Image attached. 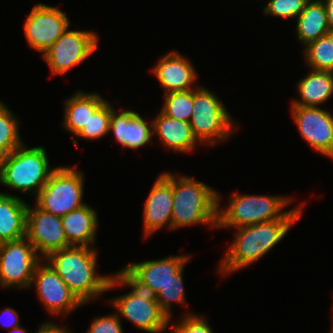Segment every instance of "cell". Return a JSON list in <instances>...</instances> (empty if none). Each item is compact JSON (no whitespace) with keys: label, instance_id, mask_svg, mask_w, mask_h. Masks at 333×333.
Masks as SVG:
<instances>
[{"label":"cell","instance_id":"1","mask_svg":"<svg viewBox=\"0 0 333 333\" xmlns=\"http://www.w3.org/2000/svg\"><path fill=\"white\" fill-rule=\"evenodd\" d=\"M303 206L300 204L290 209L282 219L236 228L234 241L219 264L220 274L225 276L239 271L267 254L300 219Z\"/></svg>","mask_w":333,"mask_h":333},{"label":"cell","instance_id":"2","mask_svg":"<svg viewBox=\"0 0 333 333\" xmlns=\"http://www.w3.org/2000/svg\"><path fill=\"white\" fill-rule=\"evenodd\" d=\"M96 250L94 247L71 245L50 253L44 260L83 304L95 301L107 292L111 278L97 274Z\"/></svg>","mask_w":333,"mask_h":333},{"label":"cell","instance_id":"3","mask_svg":"<svg viewBox=\"0 0 333 333\" xmlns=\"http://www.w3.org/2000/svg\"><path fill=\"white\" fill-rule=\"evenodd\" d=\"M121 285H127L132 290L110 300L119 317L122 315L137 328L148 333H161L169 329L171 321L161 310L157 293L141 282L126 266L111 275L107 291Z\"/></svg>","mask_w":333,"mask_h":333},{"label":"cell","instance_id":"4","mask_svg":"<svg viewBox=\"0 0 333 333\" xmlns=\"http://www.w3.org/2000/svg\"><path fill=\"white\" fill-rule=\"evenodd\" d=\"M218 192L193 177L173 175L172 229L194 224L217 227Z\"/></svg>","mask_w":333,"mask_h":333},{"label":"cell","instance_id":"5","mask_svg":"<svg viewBox=\"0 0 333 333\" xmlns=\"http://www.w3.org/2000/svg\"><path fill=\"white\" fill-rule=\"evenodd\" d=\"M56 168H50L43 146L27 148L25 144L0 157V184L37 196Z\"/></svg>","mask_w":333,"mask_h":333},{"label":"cell","instance_id":"6","mask_svg":"<svg viewBox=\"0 0 333 333\" xmlns=\"http://www.w3.org/2000/svg\"><path fill=\"white\" fill-rule=\"evenodd\" d=\"M221 200V194L218 192L216 229L239 228L282 219L290 211H284V207L293 201L288 196L242 195L236 192L231 195L227 208L224 209L220 208Z\"/></svg>","mask_w":333,"mask_h":333},{"label":"cell","instance_id":"7","mask_svg":"<svg viewBox=\"0 0 333 333\" xmlns=\"http://www.w3.org/2000/svg\"><path fill=\"white\" fill-rule=\"evenodd\" d=\"M232 119L214 93L201 86L193 89V109L189 123L200 145L213 146L220 141H228L237 128Z\"/></svg>","mask_w":333,"mask_h":333},{"label":"cell","instance_id":"8","mask_svg":"<svg viewBox=\"0 0 333 333\" xmlns=\"http://www.w3.org/2000/svg\"><path fill=\"white\" fill-rule=\"evenodd\" d=\"M73 167L57 166L35 197V204L56 216H63L83 202L84 175Z\"/></svg>","mask_w":333,"mask_h":333},{"label":"cell","instance_id":"9","mask_svg":"<svg viewBox=\"0 0 333 333\" xmlns=\"http://www.w3.org/2000/svg\"><path fill=\"white\" fill-rule=\"evenodd\" d=\"M43 260L26 238L0 244V286L29 288L37 264Z\"/></svg>","mask_w":333,"mask_h":333},{"label":"cell","instance_id":"10","mask_svg":"<svg viewBox=\"0 0 333 333\" xmlns=\"http://www.w3.org/2000/svg\"><path fill=\"white\" fill-rule=\"evenodd\" d=\"M98 42L95 32L67 29L42 57L53 75H62L90 57L98 48Z\"/></svg>","mask_w":333,"mask_h":333},{"label":"cell","instance_id":"11","mask_svg":"<svg viewBox=\"0 0 333 333\" xmlns=\"http://www.w3.org/2000/svg\"><path fill=\"white\" fill-rule=\"evenodd\" d=\"M69 26L68 16L58 7L38 3L24 23V33L29 46L43 54Z\"/></svg>","mask_w":333,"mask_h":333},{"label":"cell","instance_id":"12","mask_svg":"<svg viewBox=\"0 0 333 333\" xmlns=\"http://www.w3.org/2000/svg\"><path fill=\"white\" fill-rule=\"evenodd\" d=\"M41 262L43 261L41 260L34 270L30 288L35 284L36 293L47 312L56 316L60 314L65 316L84 305L50 264L48 262L41 264Z\"/></svg>","mask_w":333,"mask_h":333},{"label":"cell","instance_id":"13","mask_svg":"<svg viewBox=\"0 0 333 333\" xmlns=\"http://www.w3.org/2000/svg\"><path fill=\"white\" fill-rule=\"evenodd\" d=\"M28 204L25 237L32 243L40 257L71 246L65 237L60 216L53 215Z\"/></svg>","mask_w":333,"mask_h":333},{"label":"cell","instance_id":"14","mask_svg":"<svg viewBox=\"0 0 333 333\" xmlns=\"http://www.w3.org/2000/svg\"><path fill=\"white\" fill-rule=\"evenodd\" d=\"M301 137L318 153L333 159V115L320 107L291 106Z\"/></svg>","mask_w":333,"mask_h":333},{"label":"cell","instance_id":"15","mask_svg":"<svg viewBox=\"0 0 333 333\" xmlns=\"http://www.w3.org/2000/svg\"><path fill=\"white\" fill-rule=\"evenodd\" d=\"M172 209L173 174L166 171L157 177L144 203L143 235L145 238L166 224L171 230Z\"/></svg>","mask_w":333,"mask_h":333},{"label":"cell","instance_id":"16","mask_svg":"<svg viewBox=\"0 0 333 333\" xmlns=\"http://www.w3.org/2000/svg\"><path fill=\"white\" fill-rule=\"evenodd\" d=\"M164 93L186 91L197 88L194 85L197 73L192 63L178 51H170L152 68Z\"/></svg>","mask_w":333,"mask_h":333},{"label":"cell","instance_id":"17","mask_svg":"<svg viewBox=\"0 0 333 333\" xmlns=\"http://www.w3.org/2000/svg\"><path fill=\"white\" fill-rule=\"evenodd\" d=\"M117 112L115 109L111 112L109 132L114 133L122 147L136 150L150 143L153 137L152 120H145L134 110Z\"/></svg>","mask_w":333,"mask_h":333},{"label":"cell","instance_id":"18","mask_svg":"<svg viewBox=\"0 0 333 333\" xmlns=\"http://www.w3.org/2000/svg\"><path fill=\"white\" fill-rule=\"evenodd\" d=\"M189 255L181 254L162 259L129 264L126 267L156 293L164 288L188 262Z\"/></svg>","mask_w":333,"mask_h":333},{"label":"cell","instance_id":"19","mask_svg":"<svg viewBox=\"0 0 333 333\" xmlns=\"http://www.w3.org/2000/svg\"><path fill=\"white\" fill-rule=\"evenodd\" d=\"M67 242L73 246L94 247L98 217L94 208L85 204L61 216Z\"/></svg>","mask_w":333,"mask_h":333},{"label":"cell","instance_id":"20","mask_svg":"<svg viewBox=\"0 0 333 333\" xmlns=\"http://www.w3.org/2000/svg\"><path fill=\"white\" fill-rule=\"evenodd\" d=\"M152 120V132L160 137L162 144L177 152H191L198 143L189 122L164 115L161 111Z\"/></svg>","mask_w":333,"mask_h":333},{"label":"cell","instance_id":"21","mask_svg":"<svg viewBox=\"0 0 333 333\" xmlns=\"http://www.w3.org/2000/svg\"><path fill=\"white\" fill-rule=\"evenodd\" d=\"M27 207L21 197L0 192V244L25 237Z\"/></svg>","mask_w":333,"mask_h":333},{"label":"cell","instance_id":"22","mask_svg":"<svg viewBox=\"0 0 333 333\" xmlns=\"http://www.w3.org/2000/svg\"><path fill=\"white\" fill-rule=\"evenodd\" d=\"M297 87L299 99L293 100L292 106L318 107L333 95V72L310 69Z\"/></svg>","mask_w":333,"mask_h":333},{"label":"cell","instance_id":"23","mask_svg":"<svg viewBox=\"0 0 333 333\" xmlns=\"http://www.w3.org/2000/svg\"><path fill=\"white\" fill-rule=\"evenodd\" d=\"M106 100L98 93L78 91L65 101L63 126L76 136L90 119V116Z\"/></svg>","mask_w":333,"mask_h":333},{"label":"cell","instance_id":"24","mask_svg":"<svg viewBox=\"0 0 333 333\" xmlns=\"http://www.w3.org/2000/svg\"><path fill=\"white\" fill-rule=\"evenodd\" d=\"M296 20L297 39L304 47L326 35L330 30L322 0H310Z\"/></svg>","mask_w":333,"mask_h":333},{"label":"cell","instance_id":"25","mask_svg":"<svg viewBox=\"0 0 333 333\" xmlns=\"http://www.w3.org/2000/svg\"><path fill=\"white\" fill-rule=\"evenodd\" d=\"M24 143L19 133V121L0 101V157L8 155Z\"/></svg>","mask_w":333,"mask_h":333},{"label":"cell","instance_id":"26","mask_svg":"<svg viewBox=\"0 0 333 333\" xmlns=\"http://www.w3.org/2000/svg\"><path fill=\"white\" fill-rule=\"evenodd\" d=\"M303 48L305 63L311 69L333 72V42L327 34Z\"/></svg>","mask_w":333,"mask_h":333},{"label":"cell","instance_id":"27","mask_svg":"<svg viewBox=\"0 0 333 333\" xmlns=\"http://www.w3.org/2000/svg\"><path fill=\"white\" fill-rule=\"evenodd\" d=\"M164 105L160 110L164 115L189 122L193 109V89L174 91L164 95Z\"/></svg>","mask_w":333,"mask_h":333},{"label":"cell","instance_id":"28","mask_svg":"<svg viewBox=\"0 0 333 333\" xmlns=\"http://www.w3.org/2000/svg\"><path fill=\"white\" fill-rule=\"evenodd\" d=\"M114 110L109 101H105L92 116L76 137H82L87 140L99 139L108 135L111 112Z\"/></svg>","mask_w":333,"mask_h":333},{"label":"cell","instance_id":"29","mask_svg":"<svg viewBox=\"0 0 333 333\" xmlns=\"http://www.w3.org/2000/svg\"><path fill=\"white\" fill-rule=\"evenodd\" d=\"M183 270L184 267L174 275V279L171 280L164 288L157 293V302L161 310L171 320L172 315V302L186 305L185 288L183 285Z\"/></svg>","mask_w":333,"mask_h":333},{"label":"cell","instance_id":"30","mask_svg":"<svg viewBox=\"0 0 333 333\" xmlns=\"http://www.w3.org/2000/svg\"><path fill=\"white\" fill-rule=\"evenodd\" d=\"M310 0H269L263 8V14L282 17L297 18Z\"/></svg>","mask_w":333,"mask_h":333},{"label":"cell","instance_id":"31","mask_svg":"<svg viewBox=\"0 0 333 333\" xmlns=\"http://www.w3.org/2000/svg\"><path fill=\"white\" fill-rule=\"evenodd\" d=\"M184 314L181 322L171 326L172 333H213L211 325L209 326L204 316L193 313Z\"/></svg>","mask_w":333,"mask_h":333},{"label":"cell","instance_id":"32","mask_svg":"<svg viewBox=\"0 0 333 333\" xmlns=\"http://www.w3.org/2000/svg\"><path fill=\"white\" fill-rule=\"evenodd\" d=\"M93 320L87 333H123L120 317L116 312Z\"/></svg>","mask_w":333,"mask_h":333},{"label":"cell","instance_id":"33","mask_svg":"<svg viewBox=\"0 0 333 333\" xmlns=\"http://www.w3.org/2000/svg\"><path fill=\"white\" fill-rule=\"evenodd\" d=\"M3 315H6V316H3ZM0 316L2 318L6 317L5 319H3V321L0 320V325H2L3 327H7V328L11 329V328L20 326V324H19V314L13 308H11V307L10 308L9 307L5 308L4 310L1 311ZM1 317H0V319H2Z\"/></svg>","mask_w":333,"mask_h":333},{"label":"cell","instance_id":"34","mask_svg":"<svg viewBox=\"0 0 333 333\" xmlns=\"http://www.w3.org/2000/svg\"><path fill=\"white\" fill-rule=\"evenodd\" d=\"M36 333H72L67 329V326H58V324H55L51 321H46L45 323H42V325L39 327L38 331Z\"/></svg>","mask_w":333,"mask_h":333},{"label":"cell","instance_id":"35","mask_svg":"<svg viewBox=\"0 0 333 333\" xmlns=\"http://www.w3.org/2000/svg\"><path fill=\"white\" fill-rule=\"evenodd\" d=\"M325 5L326 12H327V22L328 26L333 29V0H322Z\"/></svg>","mask_w":333,"mask_h":333},{"label":"cell","instance_id":"36","mask_svg":"<svg viewBox=\"0 0 333 333\" xmlns=\"http://www.w3.org/2000/svg\"><path fill=\"white\" fill-rule=\"evenodd\" d=\"M9 333H27V331L24 329L23 326H17L11 329V332Z\"/></svg>","mask_w":333,"mask_h":333},{"label":"cell","instance_id":"37","mask_svg":"<svg viewBox=\"0 0 333 333\" xmlns=\"http://www.w3.org/2000/svg\"><path fill=\"white\" fill-rule=\"evenodd\" d=\"M327 35L330 37L331 42H333V29L329 30Z\"/></svg>","mask_w":333,"mask_h":333}]
</instances>
